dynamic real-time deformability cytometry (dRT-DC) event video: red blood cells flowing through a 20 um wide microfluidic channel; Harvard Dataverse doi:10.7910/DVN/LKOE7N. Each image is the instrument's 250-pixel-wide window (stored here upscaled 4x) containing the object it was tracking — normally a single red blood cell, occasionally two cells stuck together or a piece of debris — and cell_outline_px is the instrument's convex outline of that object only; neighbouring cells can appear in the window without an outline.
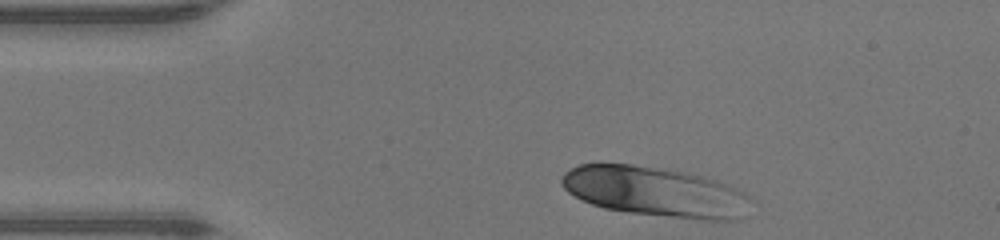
{"species": "human", "species_latin": "Homo sapiens", "temperature_condition": "warm", "stored_images_in_passage": 31, "camera_frame_rate_fps": 3000, "um_per_image_px": 0.085, "donor": {"sex": "male"}, "frame": {"image": 1, "passage_image": 1, "time_ms": 0.0, "image_size_px": [1000, 240], "cell_outline_px": [[752, 200], [748, 216], [740, 220], [704, 220], [628, 212], [604, 208], [592, 204], [568, 192], [564, 188], [560, 180], [564, 172], [580, 164], [632, 164], [684, 172], [716, 180], [736, 188], [744, 192]], "centroid_in_image_um": [55.76, 16.32], "position_along_channel_um": 29.2, "area_um2": 55.03}}
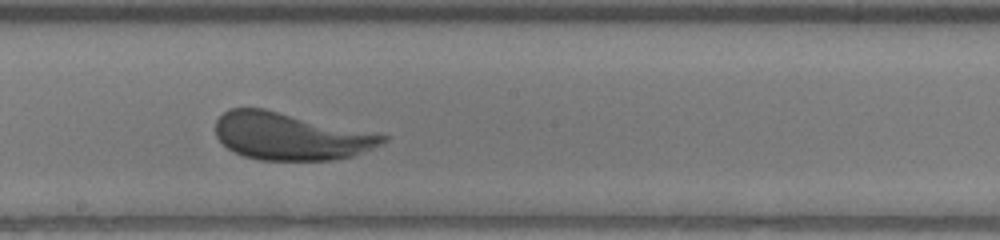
{"frame": {"image": 2, "passage_image": 18, "time_ms": 5.667, "image_size_px": [1000, 240], "cell_outline_px": [[388, 140], [372, 148], [352, 156], [332, 160], [260, 160], [244, 156], [232, 152], [216, 136], [216, 120], [228, 108], [264, 108], [388, 136]], "centroid_in_image_um": [24.64, 11.59], "position_along_channel_um": 223.6, "area_um2": 45.66}}
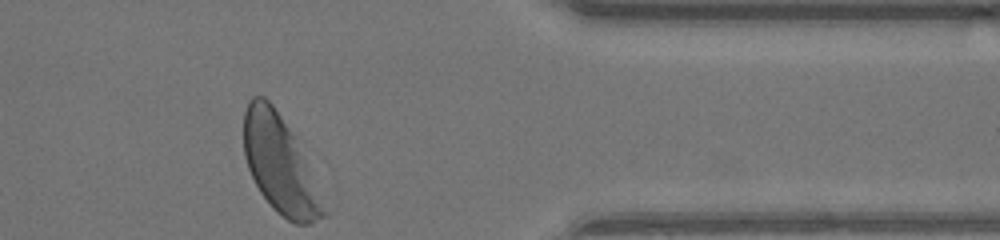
{"frame": {"image": 3, "passage_image": 31, "time_ms": 10.0, "image_size_px": [1000, 240], "cell_outline_px": [[332, 212], [328, 216], [312, 224], [296, 224], [288, 220], [276, 212], [272, 208], [260, 192], [248, 168], [244, 156], [244, 112], [248, 100], [252, 96], [264, 96], [272, 104], [296, 136]], "centroid_in_image_um": [23.89, 14.05], "position_along_channel_um": 387.5, "area_um2": 46.7}, "authors_computed_cell_mechanics": {"area_um2": 47.0492, "velocity_mm_per_s": 4.2823, "shape_relaxation_time_tau1_ms": 1.6183, "shape_relaxation_time_tau2_ms": null, "deformation_change_tau1": 0.118, "deformation_change_tau2": null}}